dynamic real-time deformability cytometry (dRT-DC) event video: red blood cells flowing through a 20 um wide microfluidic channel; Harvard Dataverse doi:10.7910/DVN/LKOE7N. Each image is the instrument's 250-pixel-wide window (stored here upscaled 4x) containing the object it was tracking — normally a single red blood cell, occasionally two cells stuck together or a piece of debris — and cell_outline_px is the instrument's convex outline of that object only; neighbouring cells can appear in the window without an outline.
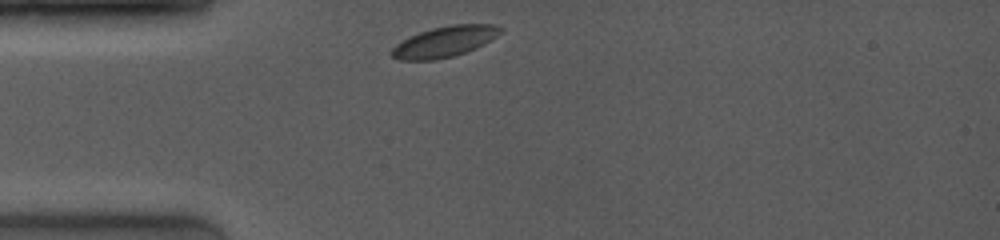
{"species": "common noctule bat (a hibernating species)", "species_latin": "Nyctalus noctula", "temperature_condition": "room temperature", "stored_images_in_passage": 23, "camera_frame_rate_fps": 4000, "um_per_image_px": 0.085, "animal": {"sex": "female", "body_mass_g": 19.0, "forearm_length_mm": 53.3}, "frame": {"image": 1, "passage_image": 1, "time_ms": 0.0, "image_size_px": [1000, 240], "cell_outline_px": [[504, 32], [484, 44], [476, 48], [452, 56], [436, 60], [400, 60], [392, 56], [392, 48], [396, 44], [420, 32], [432, 28], [452, 24], [496, 24], [504, 28]], "centroid_in_image_um": [37.86, 3.52], "position_along_channel_um": 47.1, "area_um2": 19.42}}
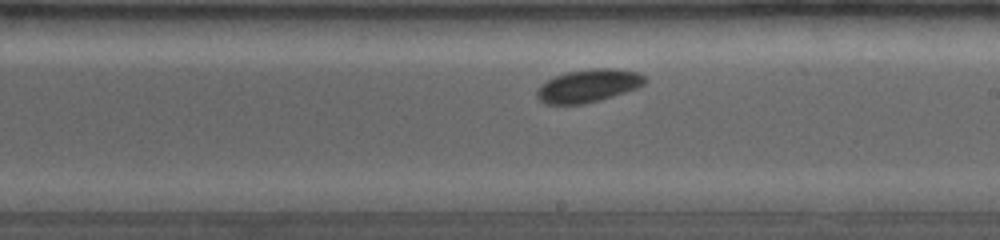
{"frame": {"image": 2, "passage_image": 14, "time_ms": 5.25, "image_size_px": [1000, 240], "cell_outline_px": [[648, 80], [644, 84], [636, 88], [600, 100], [584, 104], [544, 104], [536, 96], [536, 88], [540, 84], [556, 76], [568, 72], [592, 68], [616, 68], [640, 72]], "centroid_in_image_um": [50.01, 7.28], "position_along_channel_um": 239.0, "area_um2": 20.81}}
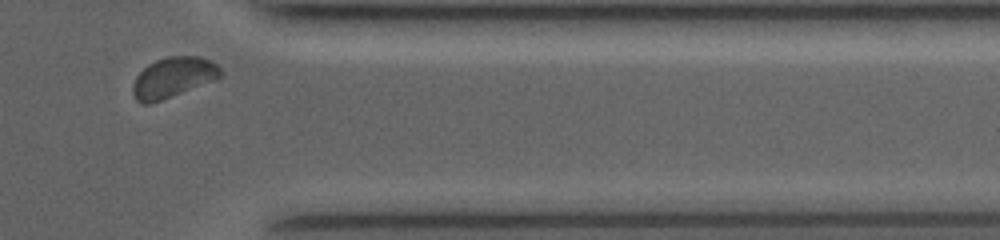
{"frame": {"image": 3, "passage_image": 22, "time_ms": 9.25, "image_size_px": [1000, 240], "cell_outline_px": [[224, 76], [216, 80], [160, 100], [148, 104], [140, 104], [136, 100], [132, 92], [132, 84], [136, 76], [148, 64], [156, 60], [168, 56], [200, 56], [212, 60], [224, 72]], "centroid_in_image_um": [14.74, 6.57], "position_along_channel_um": 396.7, "area_um2": 20.81}, "authors_computed_cell_mechanics": {"area_um2": 19.8832, "velocity_mm_per_s": 3.9553, "shape_relaxation_time_tau1_ms": 4.291, "shape_relaxation_time_tau2_ms": null, "deformation_change_tau1": 0.0625, "deformation_change_tau2": null}}